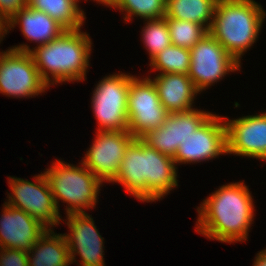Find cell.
Instances as JSON below:
<instances>
[{"label":"cell","mask_w":266,"mask_h":266,"mask_svg":"<svg viewBox=\"0 0 266 266\" xmlns=\"http://www.w3.org/2000/svg\"><path fill=\"white\" fill-rule=\"evenodd\" d=\"M249 191L243 182L218 188L197 208L196 231L223 243L246 241L255 208Z\"/></svg>","instance_id":"1"},{"label":"cell","mask_w":266,"mask_h":266,"mask_svg":"<svg viewBox=\"0 0 266 266\" xmlns=\"http://www.w3.org/2000/svg\"><path fill=\"white\" fill-rule=\"evenodd\" d=\"M174 159L135 139L127 148L113 181L143 202H156L178 186Z\"/></svg>","instance_id":"2"},{"label":"cell","mask_w":266,"mask_h":266,"mask_svg":"<svg viewBox=\"0 0 266 266\" xmlns=\"http://www.w3.org/2000/svg\"><path fill=\"white\" fill-rule=\"evenodd\" d=\"M91 41L89 34L81 32V29L66 30L42 46L30 49L27 44H21L10 49L30 53L41 79L50 86L66 81H85L90 65Z\"/></svg>","instance_id":"3"},{"label":"cell","mask_w":266,"mask_h":266,"mask_svg":"<svg viewBox=\"0 0 266 266\" xmlns=\"http://www.w3.org/2000/svg\"><path fill=\"white\" fill-rule=\"evenodd\" d=\"M266 12L254 0H218L209 33L240 64L256 42Z\"/></svg>","instance_id":"4"},{"label":"cell","mask_w":266,"mask_h":266,"mask_svg":"<svg viewBox=\"0 0 266 266\" xmlns=\"http://www.w3.org/2000/svg\"><path fill=\"white\" fill-rule=\"evenodd\" d=\"M43 172L55 204L59 210V200L67 203L66 214L85 213V209H91L98 202V194L102 182L83 163L81 166L67 164L56 160L49 169Z\"/></svg>","instance_id":"5"},{"label":"cell","mask_w":266,"mask_h":266,"mask_svg":"<svg viewBox=\"0 0 266 266\" xmlns=\"http://www.w3.org/2000/svg\"><path fill=\"white\" fill-rule=\"evenodd\" d=\"M133 77L115 73L98 82L91 99L92 110L98 122L97 131L128 130L127 99Z\"/></svg>","instance_id":"6"},{"label":"cell","mask_w":266,"mask_h":266,"mask_svg":"<svg viewBox=\"0 0 266 266\" xmlns=\"http://www.w3.org/2000/svg\"><path fill=\"white\" fill-rule=\"evenodd\" d=\"M128 131L140 139L147 132L164 124L169 112L161 104L150 77L130 81L127 99Z\"/></svg>","instance_id":"7"},{"label":"cell","mask_w":266,"mask_h":266,"mask_svg":"<svg viewBox=\"0 0 266 266\" xmlns=\"http://www.w3.org/2000/svg\"><path fill=\"white\" fill-rule=\"evenodd\" d=\"M8 178L12 193H8L6 204L25 211L47 229L59 225L62 220L60 212L44 173L34 176L36 182L17 177Z\"/></svg>","instance_id":"8"},{"label":"cell","mask_w":266,"mask_h":266,"mask_svg":"<svg viewBox=\"0 0 266 266\" xmlns=\"http://www.w3.org/2000/svg\"><path fill=\"white\" fill-rule=\"evenodd\" d=\"M241 65L208 32L190 49L188 76L198 92L213 85Z\"/></svg>","instance_id":"9"},{"label":"cell","mask_w":266,"mask_h":266,"mask_svg":"<svg viewBox=\"0 0 266 266\" xmlns=\"http://www.w3.org/2000/svg\"><path fill=\"white\" fill-rule=\"evenodd\" d=\"M48 88L30 53L10 48L0 52V93L9 97L32 98Z\"/></svg>","instance_id":"10"},{"label":"cell","mask_w":266,"mask_h":266,"mask_svg":"<svg viewBox=\"0 0 266 266\" xmlns=\"http://www.w3.org/2000/svg\"><path fill=\"white\" fill-rule=\"evenodd\" d=\"M135 140L128 130L97 131L82 161L102 183L113 182L128 146Z\"/></svg>","instance_id":"11"},{"label":"cell","mask_w":266,"mask_h":266,"mask_svg":"<svg viewBox=\"0 0 266 266\" xmlns=\"http://www.w3.org/2000/svg\"><path fill=\"white\" fill-rule=\"evenodd\" d=\"M227 154V130L224 117L212 114L196 131L180 142L174 159L179 163H197Z\"/></svg>","instance_id":"12"},{"label":"cell","mask_w":266,"mask_h":266,"mask_svg":"<svg viewBox=\"0 0 266 266\" xmlns=\"http://www.w3.org/2000/svg\"><path fill=\"white\" fill-rule=\"evenodd\" d=\"M211 115L198 109L169 113L163 125L140 139L151 148L174 158L180 142L192 135Z\"/></svg>","instance_id":"13"},{"label":"cell","mask_w":266,"mask_h":266,"mask_svg":"<svg viewBox=\"0 0 266 266\" xmlns=\"http://www.w3.org/2000/svg\"><path fill=\"white\" fill-rule=\"evenodd\" d=\"M69 234L67 240L70 262L75 260L76 253L81 260L80 266H105L103 239L96 228L93 218L88 213H71L66 215Z\"/></svg>","instance_id":"14"},{"label":"cell","mask_w":266,"mask_h":266,"mask_svg":"<svg viewBox=\"0 0 266 266\" xmlns=\"http://www.w3.org/2000/svg\"><path fill=\"white\" fill-rule=\"evenodd\" d=\"M227 154H235L266 161V112L228 120Z\"/></svg>","instance_id":"15"},{"label":"cell","mask_w":266,"mask_h":266,"mask_svg":"<svg viewBox=\"0 0 266 266\" xmlns=\"http://www.w3.org/2000/svg\"><path fill=\"white\" fill-rule=\"evenodd\" d=\"M0 218V248L29 251L47 230L25 211L4 204Z\"/></svg>","instance_id":"16"},{"label":"cell","mask_w":266,"mask_h":266,"mask_svg":"<svg viewBox=\"0 0 266 266\" xmlns=\"http://www.w3.org/2000/svg\"><path fill=\"white\" fill-rule=\"evenodd\" d=\"M161 104L169 113L193 110L195 96L199 93L187 74H158L151 79Z\"/></svg>","instance_id":"17"},{"label":"cell","mask_w":266,"mask_h":266,"mask_svg":"<svg viewBox=\"0 0 266 266\" xmlns=\"http://www.w3.org/2000/svg\"><path fill=\"white\" fill-rule=\"evenodd\" d=\"M20 25L23 36L29 41L37 42V47L47 44L61 36L66 29L46 13L31 8H22L6 23V32Z\"/></svg>","instance_id":"18"},{"label":"cell","mask_w":266,"mask_h":266,"mask_svg":"<svg viewBox=\"0 0 266 266\" xmlns=\"http://www.w3.org/2000/svg\"><path fill=\"white\" fill-rule=\"evenodd\" d=\"M28 266H69L70 255L64 234L47 229L27 251Z\"/></svg>","instance_id":"19"},{"label":"cell","mask_w":266,"mask_h":266,"mask_svg":"<svg viewBox=\"0 0 266 266\" xmlns=\"http://www.w3.org/2000/svg\"><path fill=\"white\" fill-rule=\"evenodd\" d=\"M217 1L166 0V15L164 18L179 19L200 24L209 31Z\"/></svg>","instance_id":"20"},{"label":"cell","mask_w":266,"mask_h":266,"mask_svg":"<svg viewBox=\"0 0 266 266\" xmlns=\"http://www.w3.org/2000/svg\"><path fill=\"white\" fill-rule=\"evenodd\" d=\"M79 0H27V6L40 10L66 30H78L86 19Z\"/></svg>","instance_id":"21"},{"label":"cell","mask_w":266,"mask_h":266,"mask_svg":"<svg viewBox=\"0 0 266 266\" xmlns=\"http://www.w3.org/2000/svg\"><path fill=\"white\" fill-rule=\"evenodd\" d=\"M149 65L159 74H188L190 49L171 44L155 55Z\"/></svg>","instance_id":"22"},{"label":"cell","mask_w":266,"mask_h":266,"mask_svg":"<svg viewBox=\"0 0 266 266\" xmlns=\"http://www.w3.org/2000/svg\"><path fill=\"white\" fill-rule=\"evenodd\" d=\"M110 8L125 11V22L132 21L133 16L145 21L162 19L166 15V0H114Z\"/></svg>","instance_id":"23"},{"label":"cell","mask_w":266,"mask_h":266,"mask_svg":"<svg viewBox=\"0 0 266 266\" xmlns=\"http://www.w3.org/2000/svg\"><path fill=\"white\" fill-rule=\"evenodd\" d=\"M165 19L171 43L175 46L191 49L208 33V30L200 24L173 18Z\"/></svg>","instance_id":"24"},{"label":"cell","mask_w":266,"mask_h":266,"mask_svg":"<svg viewBox=\"0 0 266 266\" xmlns=\"http://www.w3.org/2000/svg\"><path fill=\"white\" fill-rule=\"evenodd\" d=\"M141 33L150 60L165 47L172 44L165 18L147 20Z\"/></svg>","instance_id":"25"},{"label":"cell","mask_w":266,"mask_h":266,"mask_svg":"<svg viewBox=\"0 0 266 266\" xmlns=\"http://www.w3.org/2000/svg\"><path fill=\"white\" fill-rule=\"evenodd\" d=\"M0 264L1 266H28L27 251L0 248Z\"/></svg>","instance_id":"26"},{"label":"cell","mask_w":266,"mask_h":266,"mask_svg":"<svg viewBox=\"0 0 266 266\" xmlns=\"http://www.w3.org/2000/svg\"><path fill=\"white\" fill-rule=\"evenodd\" d=\"M26 6L27 0H0V19L6 24Z\"/></svg>","instance_id":"27"},{"label":"cell","mask_w":266,"mask_h":266,"mask_svg":"<svg viewBox=\"0 0 266 266\" xmlns=\"http://www.w3.org/2000/svg\"><path fill=\"white\" fill-rule=\"evenodd\" d=\"M253 266H266V249L257 253Z\"/></svg>","instance_id":"28"},{"label":"cell","mask_w":266,"mask_h":266,"mask_svg":"<svg viewBox=\"0 0 266 266\" xmlns=\"http://www.w3.org/2000/svg\"><path fill=\"white\" fill-rule=\"evenodd\" d=\"M6 34V24L0 19V42Z\"/></svg>","instance_id":"29"},{"label":"cell","mask_w":266,"mask_h":266,"mask_svg":"<svg viewBox=\"0 0 266 266\" xmlns=\"http://www.w3.org/2000/svg\"><path fill=\"white\" fill-rule=\"evenodd\" d=\"M87 1V0H86ZM93 1H97L98 3H102L106 6H110L111 7V0H93Z\"/></svg>","instance_id":"30"}]
</instances>
